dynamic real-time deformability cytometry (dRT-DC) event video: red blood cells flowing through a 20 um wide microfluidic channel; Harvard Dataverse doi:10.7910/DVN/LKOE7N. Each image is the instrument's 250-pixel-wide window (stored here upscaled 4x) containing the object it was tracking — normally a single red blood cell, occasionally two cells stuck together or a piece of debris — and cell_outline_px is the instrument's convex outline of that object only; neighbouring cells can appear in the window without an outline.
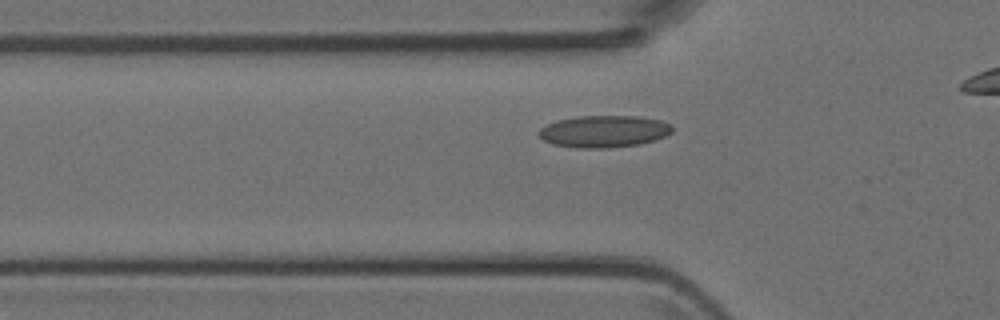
{"species": "Egyptian fruit bat (a non-hibernating species)", "species_latin": "Rousettus aegyptiacus", "temperature_condition": "room temperature", "stored_images_in_passage": 27, "camera_frame_rate_fps": 3000, "um_per_image_px": 0.085, "animal": {"sex": "female"}, "frame": {"image": 1, "passage_image": 10, "time_ms": 3.0, "image_size_px": [1000, 320], "cell_outline_px": [[672, 132], [656, 140], [640, 144], [608, 148], [580, 148], [552, 144], [544, 140], [540, 136], [540, 128], [556, 120], [580, 116], [636, 116], [660, 120], [672, 124]], "centroid_in_image_um": [51.36, 11.17], "position_along_channel_um": 74.4, "area_um2": 24.8}}
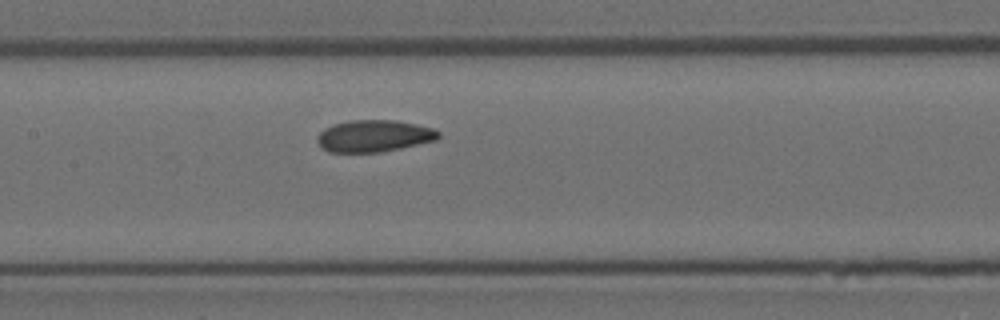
{"frame": {"image": 2, "passage_image": 17, "time_ms": 5.333, "image_size_px": [1000, 320], "cell_outline_px": [[440, 136], [436, 140], [400, 148], [380, 152], [328, 152], [320, 148], [316, 140], [316, 136], [324, 128], [336, 124], [352, 120], [396, 120], [416, 124], [432, 128], [440, 132]], "centroid_in_image_um": [31.76, 11.56], "position_along_channel_um": 175.6, "area_um2": 22.54}}
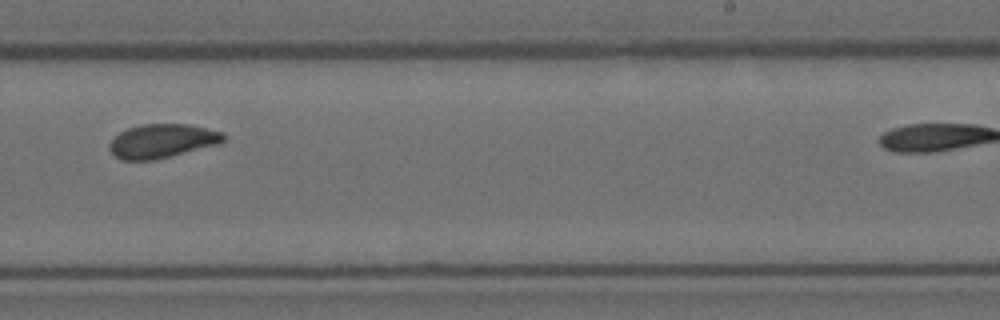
{"frame": {"image": 3, "passage_image": 24, "time_ms": 7.667, "image_size_px": [1000, 320], "cell_outline_px": [[224, 140], [220, 144], [156, 160], [120, 160], [108, 148], [108, 144], [120, 132], [128, 128], [144, 124], [188, 124], [224, 132]], "centroid_in_image_um": [13.8, 11.99], "position_along_channel_um": 275.2, "area_um2": 22.6}}